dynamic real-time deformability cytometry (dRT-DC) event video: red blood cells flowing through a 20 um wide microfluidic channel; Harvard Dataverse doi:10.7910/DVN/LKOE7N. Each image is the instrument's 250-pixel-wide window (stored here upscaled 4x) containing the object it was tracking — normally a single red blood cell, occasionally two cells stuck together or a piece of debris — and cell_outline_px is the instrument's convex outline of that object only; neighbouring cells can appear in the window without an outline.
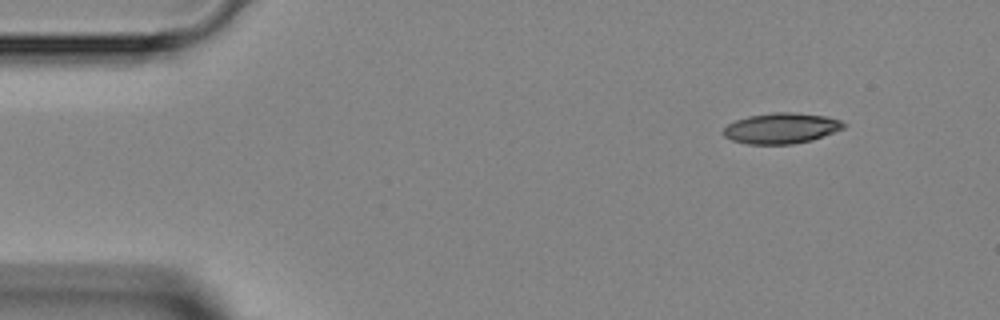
{"species": "Egyptian fruit bat (a non-hibernating species)", "species_latin": "Rousettus aegyptiacus", "temperature_condition": "room temperature", "stored_images_in_passage": 3, "camera_frame_rate_fps": 3000, "um_per_image_px": 0.085, "animal": {"sex": "female"}, "frame": {"image": 1, "passage_image": 1, "time_ms": 0.0, "image_size_px": [1000, 320], "cell_outline_px": [[844, 128], [812, 140], [792, 144], [748, 144], [732, 140], [724, 136], [724, 128], [728, 124], [736, 120], [748, 116], [772, 112], [792, 112], [824, 116], [840, 120], [844, 124]], "centroid_in_image_um": [66.39, 10.9], "position_along_channel_um": 18.6, "area_um2": 21.27}}